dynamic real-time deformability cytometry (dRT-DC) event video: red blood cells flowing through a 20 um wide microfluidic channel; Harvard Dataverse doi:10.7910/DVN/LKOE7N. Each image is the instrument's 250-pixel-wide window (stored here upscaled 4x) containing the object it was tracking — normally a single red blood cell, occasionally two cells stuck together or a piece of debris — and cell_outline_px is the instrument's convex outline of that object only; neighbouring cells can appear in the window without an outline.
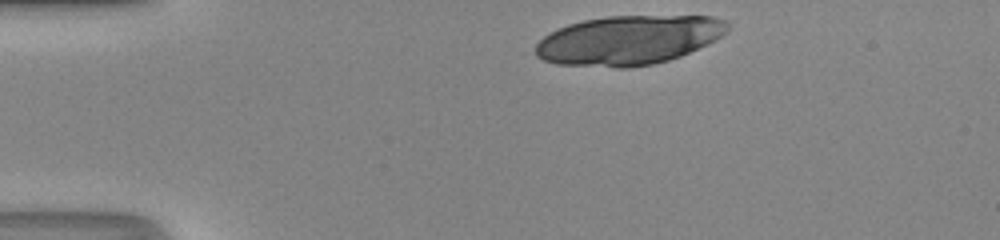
{"species": "human", "species_latin": "Homo sapiens", "temperature_condition": "room temperature", "stored_images_in_passage": 33, "camera_frame_rate_fps": 3000, "um_per_image_px": 0.085, "donor": {"sex": "male"}, "frame": {"image": 1, "passage_image": 1, "time_ms": 0.0, "image_size_px": [1000, 240], "cell_outline_px": [[728, 28], [720, 36], [680, 56], [668, 60], [652, 64], [628, 68], [616, 68], [556, 64], [544, 60], [536, 56], [536, 44], [544, 36], [568, 24], [584, 20], [608, 16], [712, 16], [728, 20]], "centroid_in_image_um": [53.39, 3.41], "position_along_channel_um": 31.6, "area_um2": 54.74}}
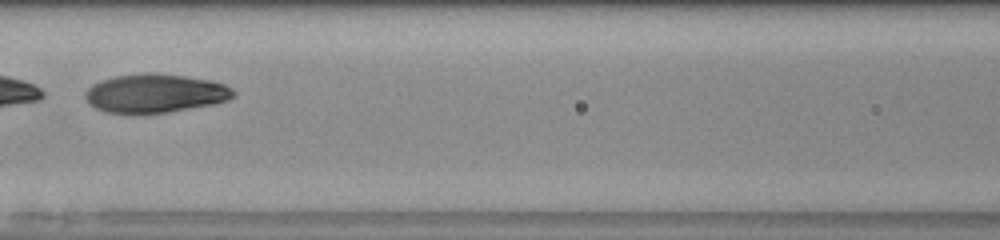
{"frame": {"image": 2, "passage_image": 15, "time_ms": 4.667, "image_size_px": [1000, 240], "cell_outline_px": [[236, 96], [228, 100], [212, 104], [168, 112], [104, 112], [88, 104], [84, 96], [84, 92], [92, 84], [100, 80], [116, 76], [148, 72], [184, 76], [212, 80], [224, 84], [232, 88], [236, 92]], "centroid_in_image_um": [13.19, 7.91], "position_along_channel_um": 153.4, "area_um2": 33.29}, "authors_computed_cell_mechanics": {"area_um2": 33.813, "velocity_mm_per_s": 4.1879, "shape_relaxation_time_tau1_ms": 1.5394, "shape_relaxation_time_tau2_ms": 0.9912, "deformation_change_tau1": 0.338, "deformation_change_tau2": 0.0559}}